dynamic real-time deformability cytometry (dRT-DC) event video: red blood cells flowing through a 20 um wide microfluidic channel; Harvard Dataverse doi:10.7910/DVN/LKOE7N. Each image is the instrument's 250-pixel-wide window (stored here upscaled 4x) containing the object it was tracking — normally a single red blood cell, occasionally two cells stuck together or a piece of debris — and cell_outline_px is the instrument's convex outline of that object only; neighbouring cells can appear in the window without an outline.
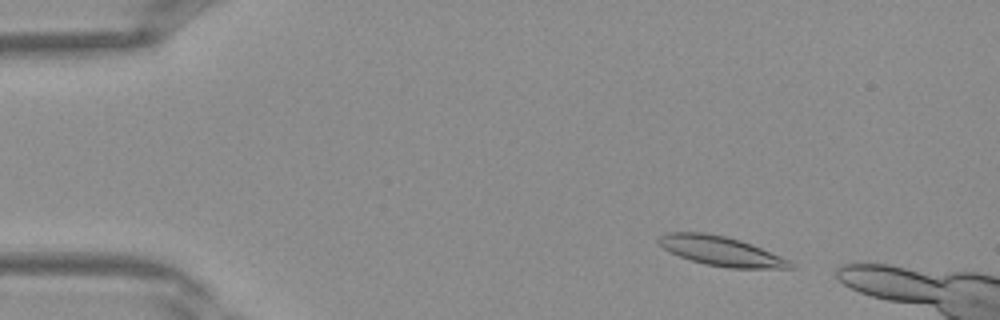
{"species": "Egyptian fruit bat (a non-hibernating species)", "species_latin": "Rousettus aegyptiacus", "temperature_condition": "warm", "stored_images_in_passage": 8, "camera_frame_rate_fps": 3000, "um_per_image_px": 0.085, "frame": {"image": 1, "passage_image": 4, "time_ms": 1.0, "image_size_px": [1000, 320], "cell_outline_px": [[796, 268], [728, 268], [704, 264], [680, 256], [664, 248], [656, 240], [660, 236], [668, 232], [704, 232], [724, 236], [740, 240], [780, 256], [796, 264]], "centroid_in_image_um": [61.29, 21.34], "position_along_channel_um": 23.7, "area_um2": 22.31}}